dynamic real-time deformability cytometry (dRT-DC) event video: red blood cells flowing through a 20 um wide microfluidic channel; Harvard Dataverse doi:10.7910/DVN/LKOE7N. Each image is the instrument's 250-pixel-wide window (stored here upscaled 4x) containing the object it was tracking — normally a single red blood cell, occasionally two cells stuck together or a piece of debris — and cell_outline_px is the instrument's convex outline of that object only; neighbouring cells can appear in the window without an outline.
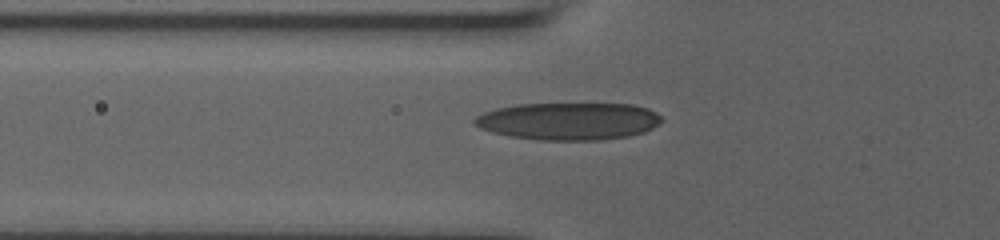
{"species": "human", "species_latin": "Homo sapiens", "temperature_condition": "room temperature", "stored_images_in_passage": 2, "camera_frame_rate_fps": 3000, "um_per_image_px": 0.085, "donor": {"sex": "male"}, "frame": {"image": 1, "passage_image": 2, "time_ms": 0.333, "image_size_px": [1000, 240], "cell_outline_px": [[660, 124], [644, 132], [628, 136], [600, 140], [540, 140], [508, 136], [492, 132], [480, 128], [472, 124], [472, 120], [476, 116], [484, 112], [496, 108], [516, 104], [632, 104], [648, 108], [656, 112], [660, 116]], "centroid_in_image_um": [48.3, 10.3], "position_along_channel_um": 77.5, "area_um2": 40.92}}